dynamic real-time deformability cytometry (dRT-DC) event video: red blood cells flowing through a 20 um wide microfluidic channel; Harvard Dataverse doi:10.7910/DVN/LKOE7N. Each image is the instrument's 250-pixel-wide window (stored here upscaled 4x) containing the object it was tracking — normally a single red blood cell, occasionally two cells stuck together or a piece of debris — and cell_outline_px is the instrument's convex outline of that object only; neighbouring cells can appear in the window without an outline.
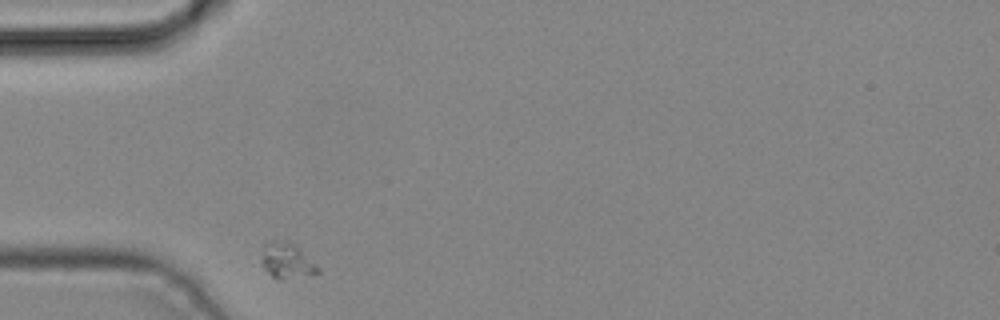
{"species": "common noctule bat (a hibernating species)", "species_latin": "Nyctalus noctula", "temperature_condition": "cold", "stored_images_in_passage": 3, "camera_frame_rate_fps": 3000, "um_per_image_px": 0.085, "animal": {"sex": "male", "body_mass_g": 19.2, "forearm_length_mm": 51.8}, "frame": {"image": 1, "passage_image": 1, "time_ms": 0.0, "image_size_px": [1000, 320], "cell_outline_px": [[320, 272], [284, 276], [272, 276], [260, 264], [260, 260], [272, 240], [292, 244], [316, 264], [320, 268]], "centroid_in_image_um": [24.37, 22.15], "position_along_channel_um": 60.6, "area_um2": 10.23}}
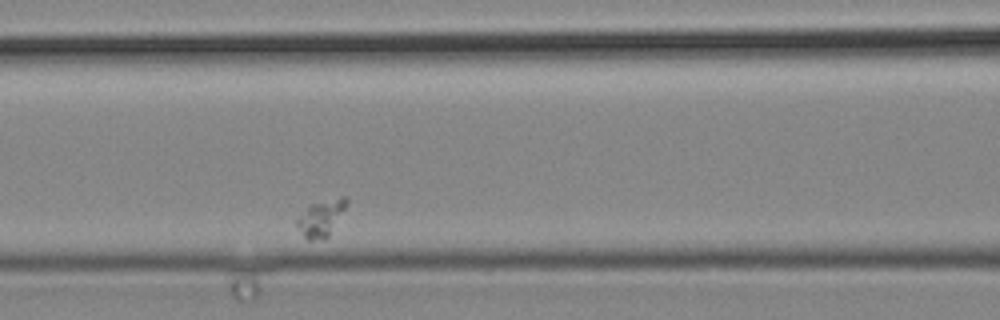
{"frame": {"image": 2, "passage_image": 3, "time_ms": 0.667, "image_size_px": [1000, 320], "cell_outline_px": [[348, 204], [328, 236], [312, 240], [308, 240], [304, 236], [296, 224], [296, 220], [308, 204], [344, 196], [348, 196]], "centroid_in_image_um": [27.3, 18.49], "position_along_channel_um": 139.3, "area_um2": 10.35}}